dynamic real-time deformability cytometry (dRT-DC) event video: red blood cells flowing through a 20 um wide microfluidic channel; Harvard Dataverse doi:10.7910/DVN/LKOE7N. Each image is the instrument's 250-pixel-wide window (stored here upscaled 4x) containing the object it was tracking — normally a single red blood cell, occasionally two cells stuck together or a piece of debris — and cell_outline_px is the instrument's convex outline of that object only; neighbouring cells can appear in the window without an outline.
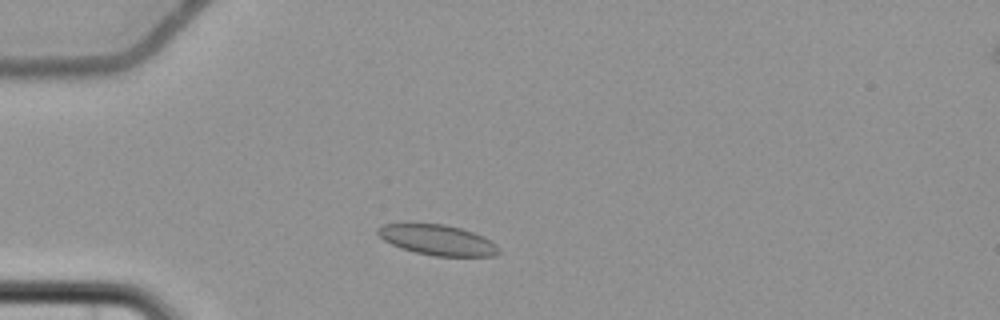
{"species": "common noctule bat (a hibernating species)", "species_latin": "Nyctalus noctula", "temperature_condition": "cold", "stored_images_in_passage": 3, "camera_frame_rate_fps": 3000, "um_per_image_px": 0.085, "animal": {"sex": "female", "body_mass_g": 22.7, "forearm_length_mm": 54.2}, "frame": {"image": 1, "passage_image": 2, "time_ms": 1.0, "image_size_px": [1000, 320], "cell_outline_px": [[500, 252], [492, 256], [436, 256], [416, 252], [400, 248], [384, 240], [376, 232], [376, 228], [384, 224], [444, 224], [460, 228], [484, 236], [496, 244], [500, 248]], "centroid_in_image_um": [37.2, 20.4], "position_along_channel_um": 47.8, "area_um2": 21.27}}